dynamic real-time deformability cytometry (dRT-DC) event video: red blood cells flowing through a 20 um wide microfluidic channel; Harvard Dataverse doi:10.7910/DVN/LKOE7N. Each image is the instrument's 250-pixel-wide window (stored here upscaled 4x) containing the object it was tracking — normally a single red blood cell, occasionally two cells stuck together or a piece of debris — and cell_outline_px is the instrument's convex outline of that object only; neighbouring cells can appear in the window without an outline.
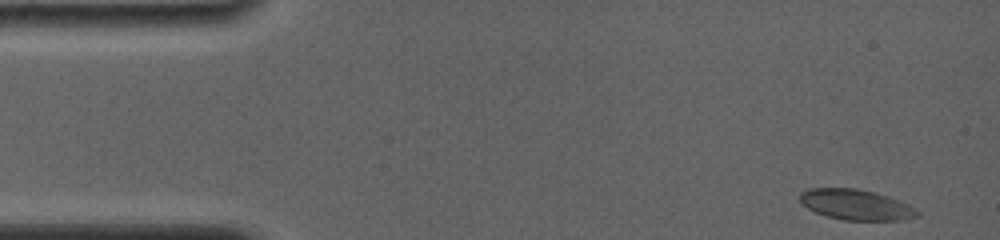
{"species": "common noctule bat (a hibernating species)", "species_latin": "Nyctalus noctula", "temperature_condition": "room temperature", "stored_images_in_passage": 46, "camera_frame_rate_fps": 4000, "um_per_image_px": 0.085, "animal": {"sex": "female", "body_mass_g": 19.0, "forearm_length_mm": 56.7}, "frame": {"image": 1, "passage_image": 1, "time_ms": 0.0, "image_size_px": [1000, 240], "cell_outline_px": [[920, 216], [904, 220], [844, 220], [828, 216], [816, 212], [800, 204], [800, 192], [808, 188], [856, 188], [876, 192], [888, 196], [908, 204], [916, 208], [920, 212]], "centroid_in_image_um": [72.78, 17.39], "position_along_channel_um": 12.2, "area_um2": 21.04}}
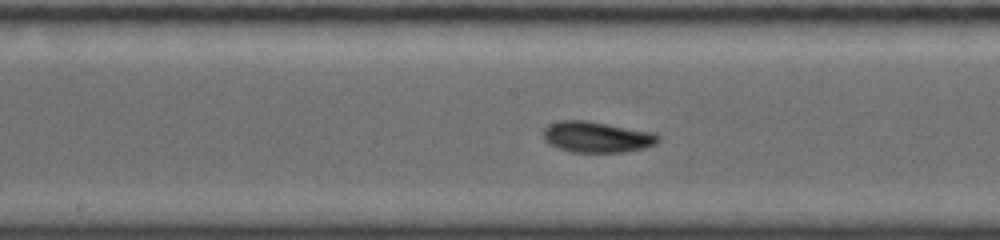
{"frame": {"image": 2, "passage_image": 26, "time_ms": 7.5, "image_size_px": [1000, 240], "cell_outline_px": [[660, 140], [644, 148], [620, 152], [572, 152], [560, 148], [544, 140], [544, 128], [548, 124], [560, 120], [588, 120], [652, 132], [660, 136]], "centroid_in_image_um": [50.71, 11.63], "position_along_channel_um": 197.5, "area_um2": 20.52}}
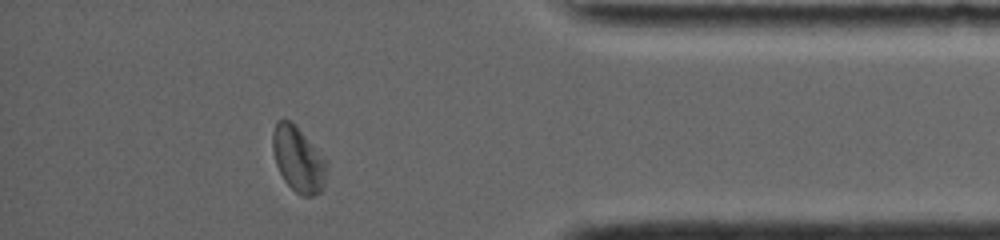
{"frame": {"image": 3, "passage_image": 44, "time_ms": 13.5, "image_size_px": [1000, 240], "cell_outline_px": [[328, 168], [324, 188], [320, 192], [312, 196], [300, 196], [284, 180], [276, 164], [272, 148], [272, 132], [276, 120], [288, 120], [296, 124], [328, 160]], "centroid_in_image_um": [25.38, 13.53], "position_along_channel_um": 409.8, "area_um2": 21.1}, "authors_computed_cell_mechanics": {"area_um2": 20.0566, "velocity_mm_per_s": 3.8244, "shape_relaxation_time_tau1_ms": 3.225, "shape_relaxation_time_tau2_ms": 6.6318, "deformation_change_tau1": 0.0949, "deformation_change_tau2": 0.0778}}